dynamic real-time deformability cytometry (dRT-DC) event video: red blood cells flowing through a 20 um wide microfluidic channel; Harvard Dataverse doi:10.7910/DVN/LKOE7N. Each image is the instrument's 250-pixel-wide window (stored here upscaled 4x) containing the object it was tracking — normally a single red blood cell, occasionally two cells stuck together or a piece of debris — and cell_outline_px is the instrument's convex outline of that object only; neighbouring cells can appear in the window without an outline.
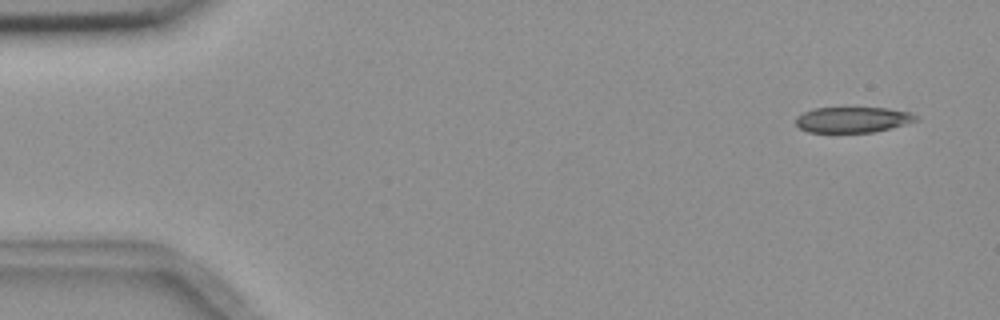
{"species": "common noctule bat (a hibernating species)", "species_latin": "Nyctalus noctula", "temperature_condition": "room temperature", "stored_images_in_passage": 4, "camera_frame_rate_fps": 3000, "um_per_image_px": 0.085, "animal": {"sex": "female", "body_mass_g": 18.4}, "frame": {"image": 1, "passage_image": 1, "time_ms": 0.0, "image_size_px": [1000, 320], "cell_outline_px": [[920, 120], [892, 128], [872, 132], [808, 132], [800, 128], [796, 124], [796, 116], [812, 108], [888, 108], [912, 112], [920, 116]], "centroid_in_image_um": [72.54, 10.17], "position_along_channel_um": 12.5, "area_um2": 18.15}}
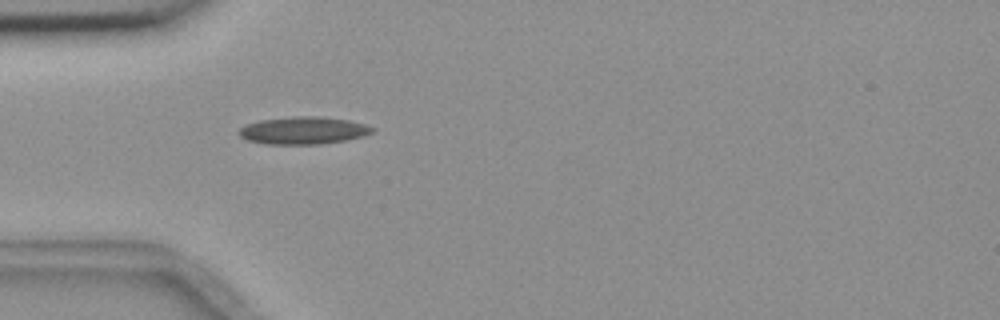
{"frame": {"image": 2, "passage_image": 4, "time_ms": 4.333, "image_size_px": [1000, 320], "cell_outline_px": [[376, 128], [372, 132], [364, 136], [348, 140], [320, 144], [268, 144], [248, 140], [240, 136], [236, 132], [240, 128], [248, 124], [260, 120], [292, 116], [316, 116], [348, 120], [364, 124]], "centroid_in_image_um": [25.79, 11.09], "position_along_channel_um": 59.2, "area_um2": 21.33}}